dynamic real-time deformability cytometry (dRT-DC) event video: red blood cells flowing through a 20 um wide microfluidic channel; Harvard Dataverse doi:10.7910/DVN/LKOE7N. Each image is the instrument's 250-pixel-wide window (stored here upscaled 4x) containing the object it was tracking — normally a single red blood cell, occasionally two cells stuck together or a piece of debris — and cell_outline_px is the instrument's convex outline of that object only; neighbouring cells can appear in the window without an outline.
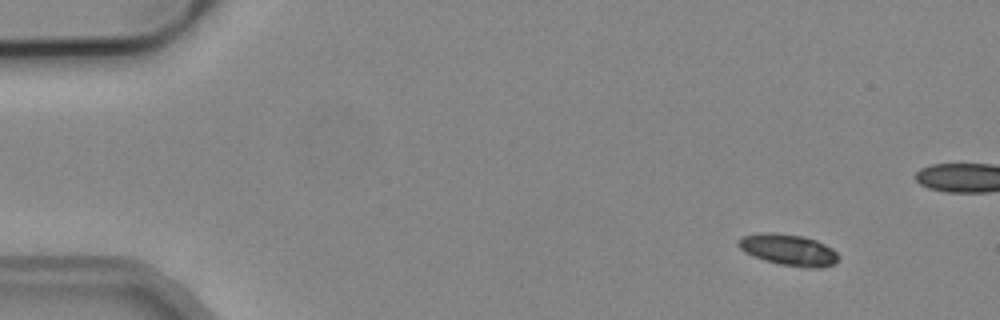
{"species": "common noctule bat (a hibernating species)", "species_latin": "Nyctalus noctula", "temperature_condition": "cold", "stored_images_in_passage": 5, "camera_frame_rate_fps": 3000, "um_per_image_px": 0.085, "animal": {"sex": "male", "body_mass_g": 19.2, "forearm_length_mm": 51.8}, "frame": {"image": 1, "passage_image": 1, "time_ms": 0.0, "image_size_px": [1000, 320], "cell_outline_px": [[836, 260], [832, 264], [820, 268], [804, 268], [780, 264], [764, 260], [752, 256], [744, 252], [736, 244], [736, 240], [744, 236], [764, 232], [772, 232], [804, 236], [816, 240], [832, 248], [836, 252]], "centroid_in_image_um": [66.97, 21.23], "position_along_channel_um": 18.0, "area_um2": 18.26}}